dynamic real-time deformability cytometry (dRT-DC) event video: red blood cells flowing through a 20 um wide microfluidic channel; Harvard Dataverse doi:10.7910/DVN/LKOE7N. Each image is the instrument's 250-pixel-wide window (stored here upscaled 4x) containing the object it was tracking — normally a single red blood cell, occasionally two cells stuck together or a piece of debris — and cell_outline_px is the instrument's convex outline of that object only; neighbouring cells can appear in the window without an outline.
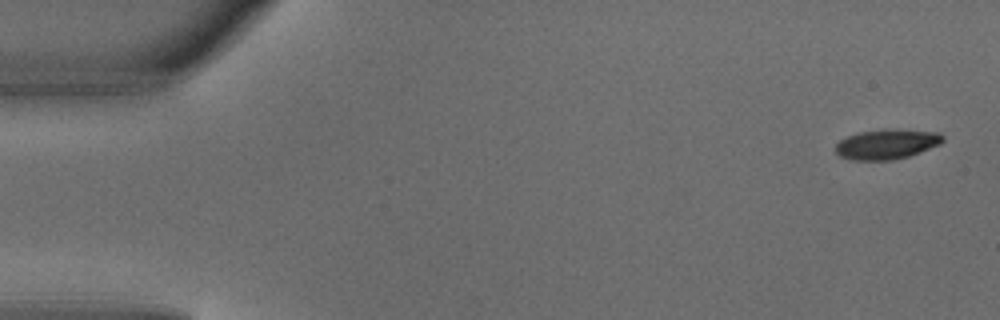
{"species": "common noctule bat (a hibernating species)", "species_latin": "Nyctalus noctula", "temperature_condition": "warm", "stored_images_in_passage": 3, "camera_frame_rate_fps": 3000, "um_per_image_px": 0.085, "animal": {"sex": "male", "body_mass_g": 18.8}, "frame": {"image": 1, "passage_image": 1, "time_ms": 0.0, "image_size_px": [1000, 320], "cell_outline_px": [[944, 140], [940, 144], [908, 156], [892, 160], [852, 160], [840, 156], [836, 152], [836, 144], [840, 140], [848, 136], [860, 132], [884, 128], [892, 128], [940, 132], [944, 136]], "centroid_in_image_um": [75.39, 12.23], "position_along_channel_um": 9.6, "area_um2": 18.84}}